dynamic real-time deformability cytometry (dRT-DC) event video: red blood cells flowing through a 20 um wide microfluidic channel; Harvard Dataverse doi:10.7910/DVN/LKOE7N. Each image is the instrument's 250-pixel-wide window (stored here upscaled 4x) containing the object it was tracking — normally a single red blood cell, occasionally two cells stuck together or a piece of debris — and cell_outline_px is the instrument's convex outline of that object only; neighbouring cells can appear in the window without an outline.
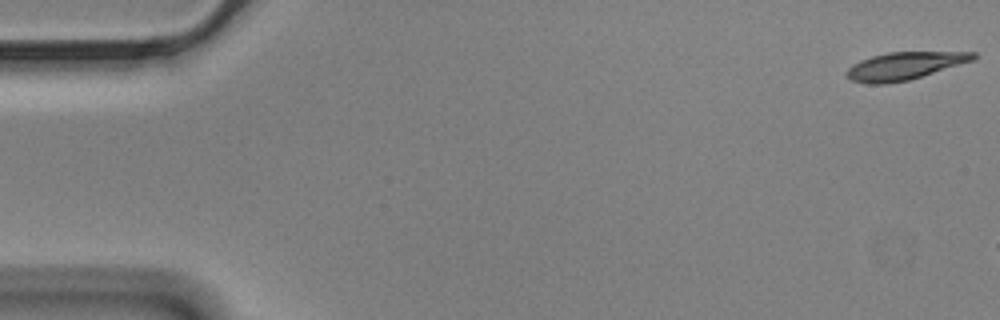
{"species": "Egyptian fruit bat (a non-hibernating species)", "species_latin": "Rousettus aegyptiacus", "temperature_condition": "cold", "stored_images_in_passage": 8, "camera_frame_rate_fps": 3000, "um_per_image_px": 0.085, "animal": {"sex": "male"}, "frame": {"image": 1, "passage_image": 1, "time_ms": 0.0, "image_size_px": [1000, 320], "cell_outline_px": [[976, 56], [972, 60], [908, 80], [884, 84], [868, 84], [852, 80], [844, 72], [852, 64], [860, 60], [872, 56], [888, 52], [976, 52]], "centroid_in_image_um": [76.81, 5.6], "position_along_channel_um": 8.2, "area_um2": 20.0}}